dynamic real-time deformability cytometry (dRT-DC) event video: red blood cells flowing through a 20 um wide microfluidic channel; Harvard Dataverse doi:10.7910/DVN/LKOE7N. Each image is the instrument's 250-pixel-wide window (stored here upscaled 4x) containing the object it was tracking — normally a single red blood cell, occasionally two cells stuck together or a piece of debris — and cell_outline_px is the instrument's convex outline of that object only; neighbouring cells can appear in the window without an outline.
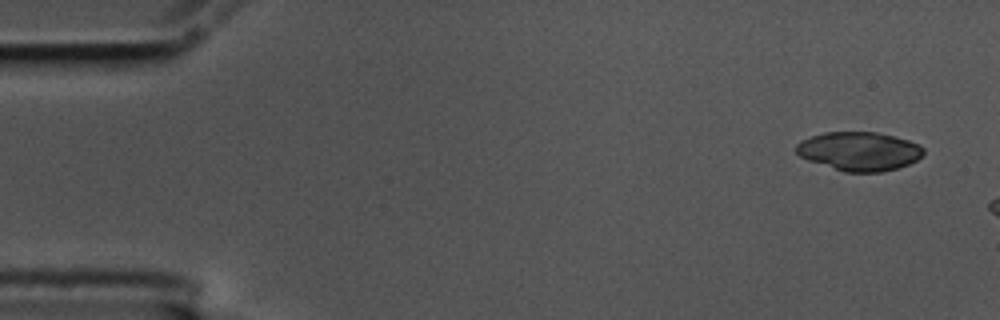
{"species": "common noctule bat (a hibernating species)", "species_latin": "Nyctalus noctula", "temperature_condition": "cold", "stored_images_in_passage": 3, "camera_frame_rate_fps": 3000, "um_per_image_px": 0.085, "animal": {"sex": "male", "body_mass_g": 17.5, "forearm_length_mm": 52.3}, "frame": {"image": 1, "passage_image": 1, "time_ms": 0.0, "image_size_px": [1000, 320], "cell_outline_px": [[924, 152], [916, 160], [900, 168], [880, 172], [844, 172], [808, 160], [800, 156], [796, 152], [796, 144], [800, 140], [824, 132], [876, 132], [908, 140], [920, 144], [924, 148]], "centroid_in_image_um": [73.03, 12.86], "position_along_channel_um": 12.0, "area_um2": 28.78}}